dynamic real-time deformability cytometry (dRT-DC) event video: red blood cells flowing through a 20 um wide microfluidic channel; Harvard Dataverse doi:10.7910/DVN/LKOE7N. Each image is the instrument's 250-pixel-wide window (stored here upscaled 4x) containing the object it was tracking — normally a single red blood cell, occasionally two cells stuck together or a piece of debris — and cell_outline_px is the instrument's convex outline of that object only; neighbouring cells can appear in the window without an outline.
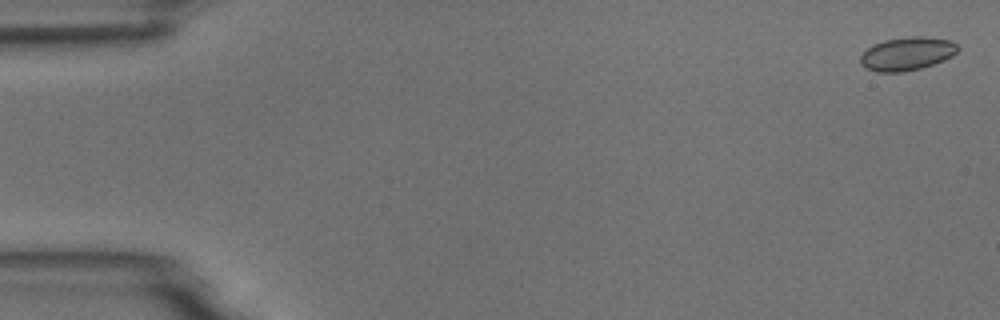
{"species": "common noctule bat (a hibernating species)", "species_latin": "Nyctalus noctula", "temperature_condition": "room temperature", "stored_images_in_passage": 4, "camera_frame_rate_fps": 3000, "um_per_image_px": 0.085, "animal": {"sex": "male", "body_mass_g": 18.8}, "frame": {"image": 1, "passage_image": 1, "time_ms": 0.0, "image_size_px": [1000, 320], "cell_outline_px": [[960, 48], [952, 56], [944, 60], [920, 68], [904, 72], [876, 72], [864, 68], [860, 64], [860, 56], [872, 44], [884, 40], [912, 36], [924, 36], [952, 40]], "centroid_in_image_um": [77.08, 4.56], "position_along_channel_um": 7.9, "area_um2": 19.07}}